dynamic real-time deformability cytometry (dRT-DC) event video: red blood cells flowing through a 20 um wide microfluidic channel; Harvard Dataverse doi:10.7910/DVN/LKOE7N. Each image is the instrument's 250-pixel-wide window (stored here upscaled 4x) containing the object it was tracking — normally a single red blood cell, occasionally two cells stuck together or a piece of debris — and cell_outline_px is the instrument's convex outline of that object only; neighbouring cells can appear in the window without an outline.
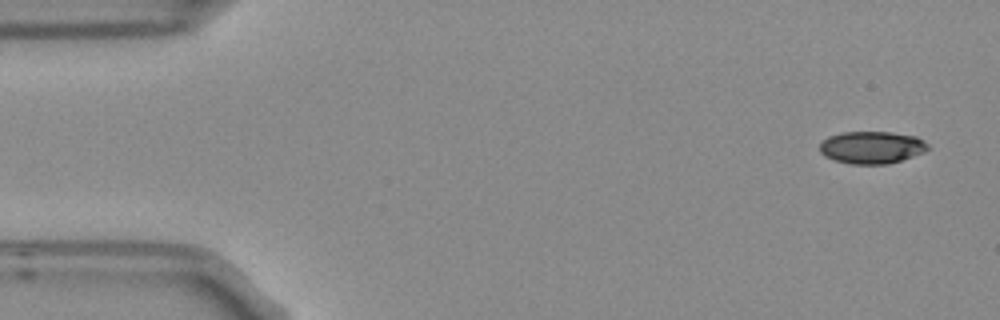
{"species": "Egyptian fruit bat (a non-hibernating species)", "species_latin": "Rousettus aegyptiacus", "temperature_condition": "room temperature", "stored_images_in_passage": 5, "camera_frame_rate_fps": 3000, "um_per_image_px": 0.085, "frame": {"image": 1, "passage_image": 1, "time_ms": 0.0, "image_size_px": [1000, 320], "cell_outline_px": [[928, 148], [924, 152], [888, 164], [852, 164], [836, 160], [824, 156], [820, 152], [820, 144], [828, 136], [840, 132], [892, 132], [916, 136], [924, 140], [928, 144]], "centroid_in_image_um": [74.09, 12.52], "position_along_channel_um": 10.9, "area_um2": 20.35}}
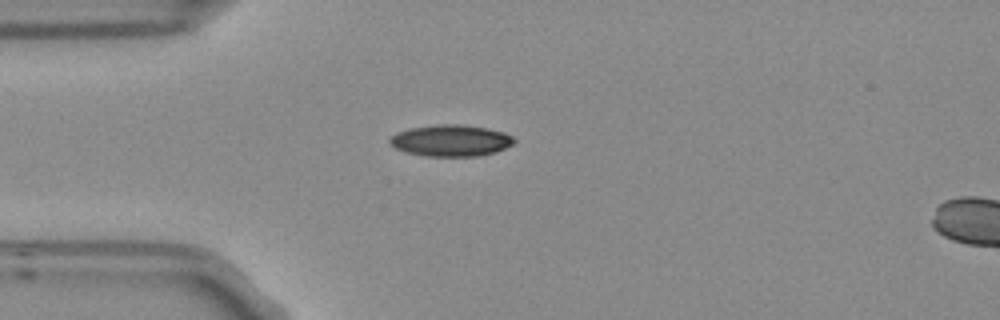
{"frame": {"image": 2, "passage_image": 4, "time_ms": 1.0, "image_size_px": [1000, 320], "cell_outline_px": [[516, 140], [512, 144], [496, 152], [480, 156], [424, 156], [404, 152], [396, 148], [388, 140], [396, 132], [412, 128], [436, 124], [460, 124], [488, 128], [504, 132], [512, 136]], "centroid_in_image_um": [38.33, 11.95], "position_along_channel_um": 46.7, "area_um2": 22.89}}